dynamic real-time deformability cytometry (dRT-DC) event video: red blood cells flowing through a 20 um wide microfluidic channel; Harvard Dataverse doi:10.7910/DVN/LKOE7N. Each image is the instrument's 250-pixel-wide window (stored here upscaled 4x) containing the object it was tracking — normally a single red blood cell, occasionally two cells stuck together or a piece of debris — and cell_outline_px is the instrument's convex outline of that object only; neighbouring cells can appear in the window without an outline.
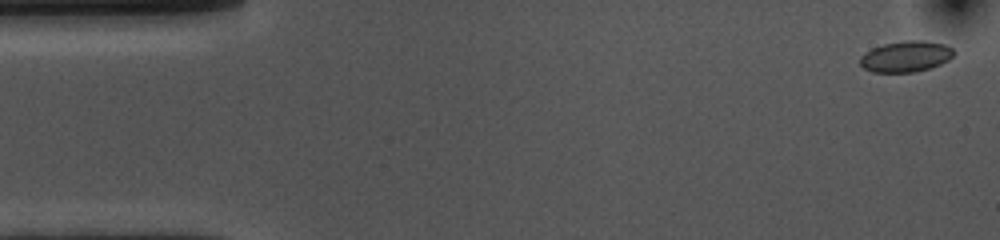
{"species": "common noctule bat (a hibernating species)", "species_latin": "Nyctalus noctula", "temperature_condition": "cold", "stored_images_in_passage": 54, "camera_frame_rate_fps": 3000, "um_per_image_px": 0.085, "animal": {"sex": "female", "body_mass_g": 10.0, "forearm_length_mm": 53.1}, "frame": {"image": 1, "passage_image": 2, "time_ms": 0.333, "image_size_px": [1000, 240], "cell_outline_px": [[956, 52], [948, 60], [932, 68], [912, 72], [872, 72], [864, 68], [860, 64], [860, 56], [864, 52], [872, 48], [884, 44], [904, 40], [920, 40], [944, 44], [952, 48]], "centroid_in_image_um": [76.99, 4.8], "position_along_channel_um": 8.0, "area_um2": 16.99}}
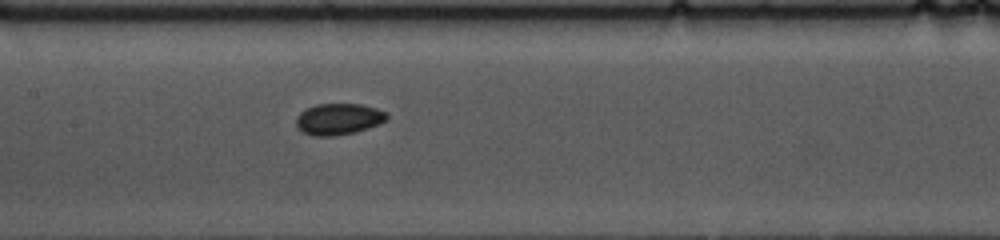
{"frame": {"image": 2, "passage_image": 25, "time_ms": 8.0, "image_size_px": [1000, 240], "cell_outline_px": [[388, 120], [380, 124], [356, 132], [336, 136], [312, 136], [304, 132], [296, 124], [296, 116], [300, 112], [316, 104], [360, 104], [376, 108], [384, 112], [388, 116]], "centroid_in_image_um": [28.79, 10.13], "position_along_channel_um": 178.6, "area_um2": 16.59}}
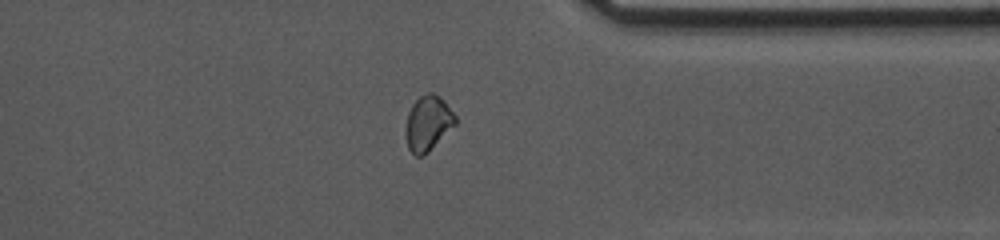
{"frame": {"image": 3, "passage_image": 42, "time_ms": 13.667, "image_size_px": [1000, 240], "cell_outline_px": [[456, 124], [424, 156], [416, 156], [408, 148], [404, 132], [404, 128], [408, 112], [412, 104], [420, 96], [428, 92], [432, 92], [440, 96], [444, 100], [456, 116]], "centroid_in_image_um": [36.36, 10.47], "position_along_channel_um": 375.0, "area_um2": 16.13}, "authors_computed_cell_mechanics": {"area_um2": 16.5597, "velocity_mm_per_s": 3.6214, "shape_relaxation_time_tau1_ms": 10.2683, "shape_relaxation_time_tau2_ms": 4.9771, "deformation_change_tau1": 0.088, "deformation_change_tau2": 0.0693}}